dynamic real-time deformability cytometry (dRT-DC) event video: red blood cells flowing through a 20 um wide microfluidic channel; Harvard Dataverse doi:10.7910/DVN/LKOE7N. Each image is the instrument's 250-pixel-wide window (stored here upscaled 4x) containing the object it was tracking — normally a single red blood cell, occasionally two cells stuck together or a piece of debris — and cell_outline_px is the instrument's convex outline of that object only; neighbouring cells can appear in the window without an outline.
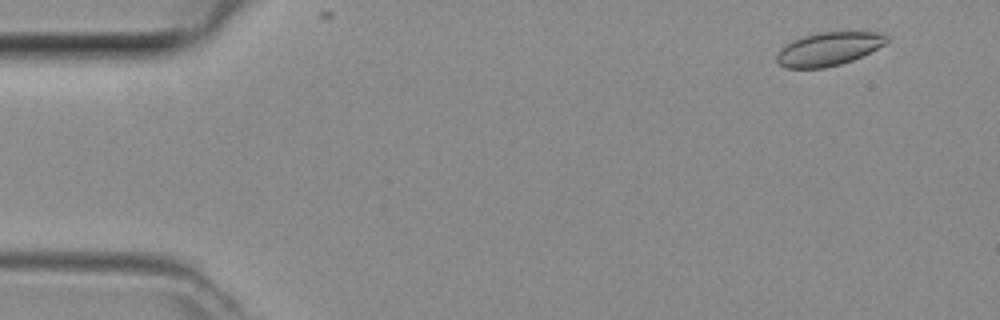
{"species": "common noctule bat (a hibernating species)", "species_latin": "Nyctalus noctula", "temperature_condition": "room temperature", "stored_images_in_passage": 3, "camera_frame_rate_fps": 3000, "um_per_image_px": 0.085, "animal": {"sex": "female", "body_mass_g": 29.2, "forearm_length_mm": 56.3}, "frame": {"image": 1, "passage_image": 1, "time_ms": 0.0, "image_size_px": [1000, 320], "cell_outline_px": [[888, 40], [884, 44], [852, 60], [840, 64], [824, 68], [784, 68], [776, 60], [776, 52], [784, 44], [792, 40], [804, 36], [820, 32], [880, 32], [888, 36]], "centroid_in_image_um": [70.37, 4.16], "position_along_channel_um": 14.6, "area_um2": 21.33}}